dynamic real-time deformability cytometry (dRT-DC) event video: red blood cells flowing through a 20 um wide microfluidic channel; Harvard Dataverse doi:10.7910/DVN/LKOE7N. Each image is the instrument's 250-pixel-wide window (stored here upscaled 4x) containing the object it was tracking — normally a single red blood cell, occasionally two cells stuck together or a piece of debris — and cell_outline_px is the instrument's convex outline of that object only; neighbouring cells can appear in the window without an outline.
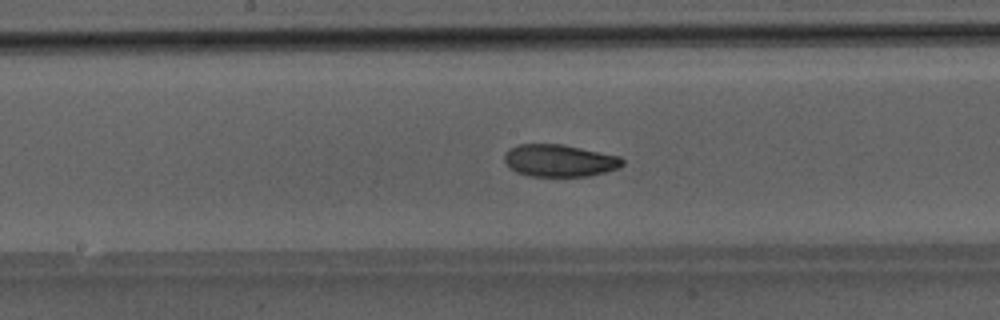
{"species": "Egyptian fruit bat (a non-hibernating species)", "species_latin": "Rousettus aegyptiacus", "temperature_condition": "room temperature", "stored_images_in_passage": 38, "camera_frame_rate_fps": 3000, "um_per_image_px": 0.085, "animal": {"sex": "male"}, "frame": {"image": 1, "passage_image": 15, "time_ms": 4.667, "image_size_px": [1000, 320], "cell_outline_px": [[624, 164], [616, 168], [604, 172], [588, 176], [528, 176], [516, 172], [508, 168], [504, 160], [504, 156], [508, 148], [520, 144], [560, 144], [620, 156], [624, 160]], "centroid_in_image_um": [47.5, 13.65], "position_along_channel_um": 200.7, "area_um2": 22.14}}
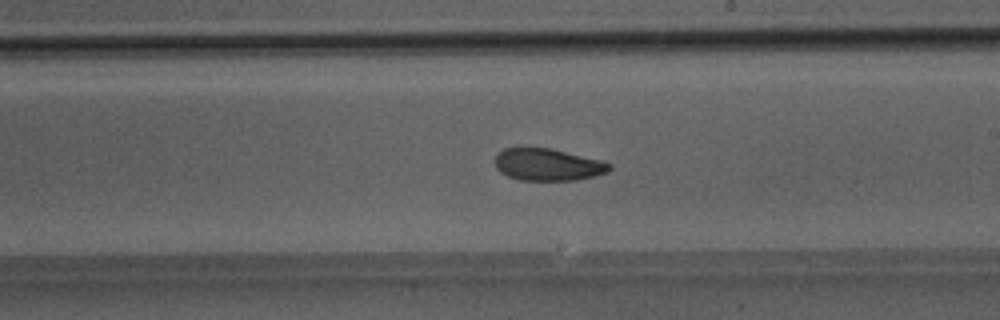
{"frame": {"image": 2, "passage_image": 18, "time_ms": 5.667, "image_size_px": [1000, 320], "cell_outline_px": [[612, 168], [608, 172], [576, 180], [520, 180], [508, 176], [500, 172], [496, 168], [496, 156], [504, 148], [552, 148], [600, 160], [612, 164]], "centroid_in_image_um": [46.58, 13.99], "position_along_channel_um": 242.4, "area_um2": 21.27}}
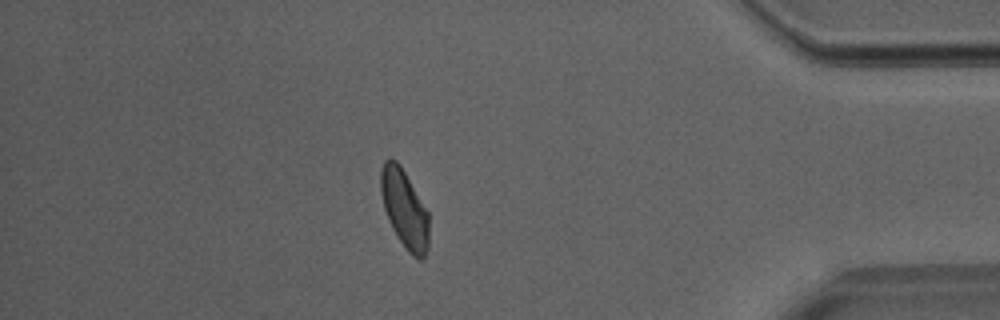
{"frame": {"image": 3, "passage_image": 32, "time_ms": 10.333, "image_size_px": [1000, 320], "cell_outline_px": [[428, 248], [424, 256], [420, 260], [412, 256], [408, 252], [392, 228], [388, 220], [384, 208], [380, 192], [380, 172], [384, 160], [388, 156], [396, 160], [400, 164], [428, 212]], "centroid_in_image_um": [34.35, 17.72], "position_along_channel_um": 400.8, "area_um2": 21.96}}